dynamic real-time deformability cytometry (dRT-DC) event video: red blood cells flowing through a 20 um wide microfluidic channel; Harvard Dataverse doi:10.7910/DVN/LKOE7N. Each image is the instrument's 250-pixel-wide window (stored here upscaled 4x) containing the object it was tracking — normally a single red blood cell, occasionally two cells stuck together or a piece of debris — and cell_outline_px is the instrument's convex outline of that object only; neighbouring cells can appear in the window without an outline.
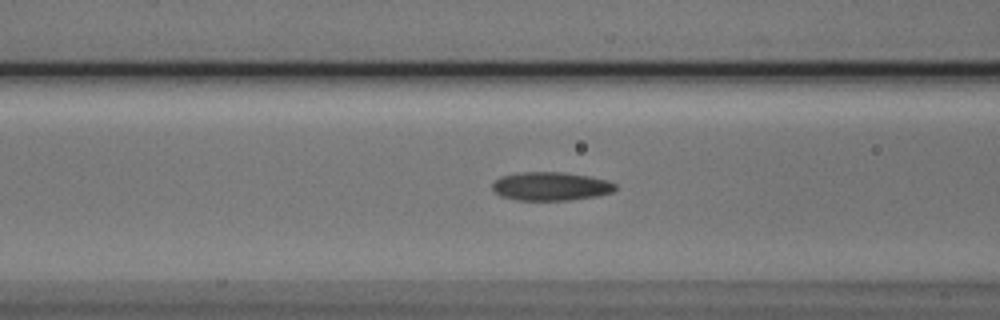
{"species": "Egyptian fruit bat (a non-hibernating species)", "species_latin": "Rousettus aegyptiacus", "temperature_condition": "cold", "stored_images_in_passage": 31, "camera_frame_rate_fps": 3000, "um_per_image_px": 0.085, "animal": {"sex": "male"}, "frame": {"image": 1, "passage_image": 10, "time_ms": 3.0, "image_size_px": [1000, 320], "cell_outline_px": [[616, 188], [612, 192], [596, 196], [572, 200], [516, 200], [500, 196], [492, 188], [492, 184], [500, 176], [520, 172], [564, 172], [588, 176], [608, 180], [616, 184]], "centroid_in_image_um": [46.81, 15.83], "position_along_channel_um": 119.8, "area_um2": 20.52}}
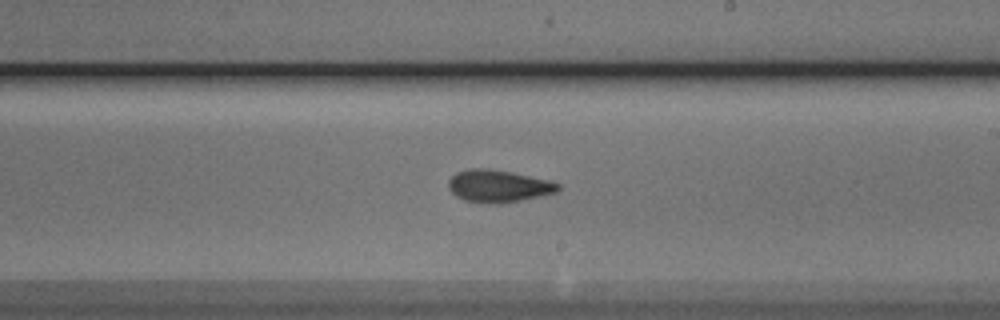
{"frame": {"image": 2, "passage_image": 20, "time_ms": 6.333, "image_size_px": [1000, 320], "cell_outline_px": [[560, 192], [500, 204], [488, 204], [464, 200], [456, 196], [448, 188], [448, 180], [456, 172], [468, 168], [484, 168], [512, 172], [548, 180], [560, 184]], "centroid_in_image_um": [42.35, 15.82], "position_along_channel_um": 246.6, "area_um2": 20.81}}
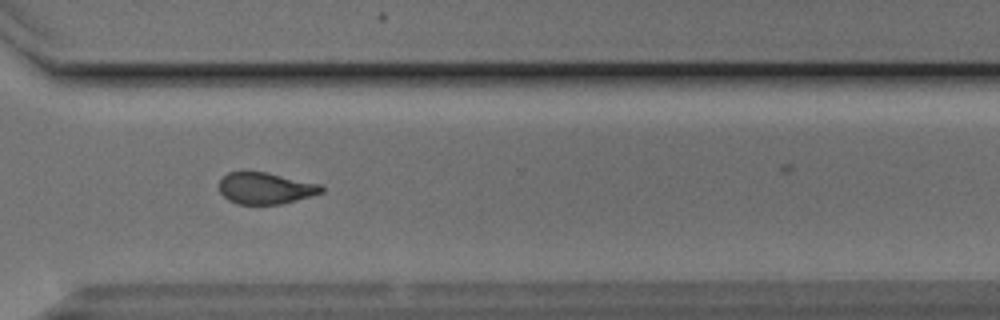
{"frame": {"image": 3, "passage_image": 28, "time_ms": 9.0, "image_size_px": [1000, 320], "cell_outline_px": [[324, 192], [312, 196], [280, 204], [236, 204], [228, 200], [220, 192], [220, 180], [228, 172], [264, 172], [320, 184], [324, 188]], "centroid_in_image_um": [22.57, 16.01], "position_along_channel_um": 348.0, "area_um2": 18.61}}